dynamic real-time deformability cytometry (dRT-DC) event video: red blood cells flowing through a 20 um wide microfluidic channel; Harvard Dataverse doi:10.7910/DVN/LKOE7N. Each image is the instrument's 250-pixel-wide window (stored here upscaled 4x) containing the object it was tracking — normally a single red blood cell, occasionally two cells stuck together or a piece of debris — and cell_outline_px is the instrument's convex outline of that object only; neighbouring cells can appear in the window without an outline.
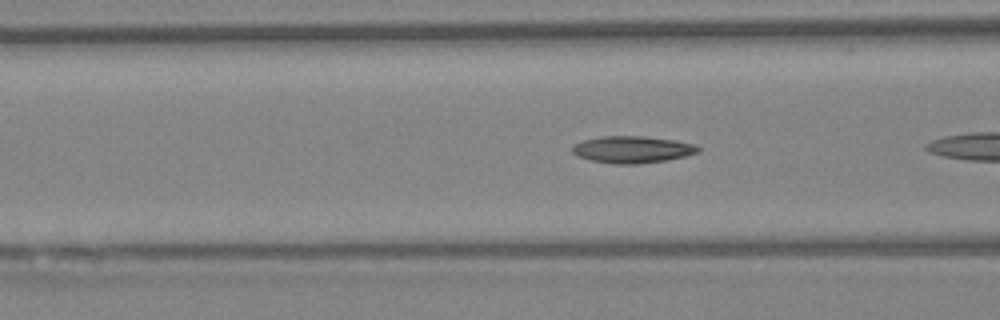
{"species": "Egyptian fruit bat (a non-hibernating species)", "species_latin": "Rousettus aegyptiacus", "temperature_condition": "warm", "stored_images_in_passage": 6, "camera_frame_rate_fps": 3000, "um_per_image_px": 0.085, "animal": {"sex": "female"}, "frame": {"image": 1, "passage_image": 5, "time_ms": 1.333, "image_size_px": [1000, 320], "cell_outline_px": [[700, 152], [684, 156], [664, 160], [636, 164], [612, 164], [592, 160], [576, 156], [572, 152], [572, 148], [576, 144], [584, 140], [600, 136], [640, 136], [672, 140], [692, 144], [700, 148]], "centroid_in_image_um": [53.71, 12.71], "position_along_channel_um": 112.9, "area_um2": 19.42}}